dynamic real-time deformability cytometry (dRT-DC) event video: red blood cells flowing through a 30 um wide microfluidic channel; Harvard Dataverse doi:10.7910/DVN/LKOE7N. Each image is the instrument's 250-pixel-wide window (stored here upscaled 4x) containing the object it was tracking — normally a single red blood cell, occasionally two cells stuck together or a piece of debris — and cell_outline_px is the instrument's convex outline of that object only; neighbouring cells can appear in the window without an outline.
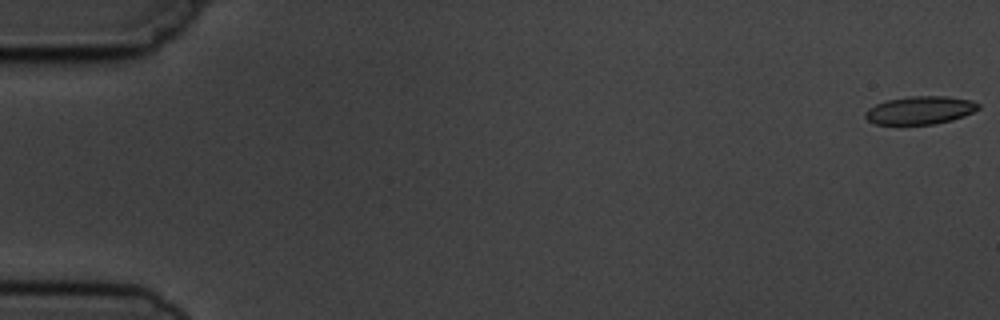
{"species": "common noctule bat (a hibernating species)", "species_latin": "Nyctalus noctula", "temperature_condition": "cold", "stored_images_in_passage": 2, "camera_frame_rate_fps": 3000, "um_per_image_px": 0.085, "animal": {"sex": "male", "body_mass_g": 19.5, "forearm_length_mm": 54.6}, "frame": {"image": 1, "passage_image": 2, "time_ms": 1.333, "image_size_px": [1000, 320], "cell_outline_px": [[980, 108], [964, 116], [952, 120], [936, 124], [876, 124], [868, 120], [864, 116], [864, 112], [868, 108], [884, 100], [908, 96], [948, 96], [972, 100], [980, 104]], "centroid_in_image_um": [78.2, 9.36], "position_along_channel_um": 6.8, "area_um2": 18.67}}